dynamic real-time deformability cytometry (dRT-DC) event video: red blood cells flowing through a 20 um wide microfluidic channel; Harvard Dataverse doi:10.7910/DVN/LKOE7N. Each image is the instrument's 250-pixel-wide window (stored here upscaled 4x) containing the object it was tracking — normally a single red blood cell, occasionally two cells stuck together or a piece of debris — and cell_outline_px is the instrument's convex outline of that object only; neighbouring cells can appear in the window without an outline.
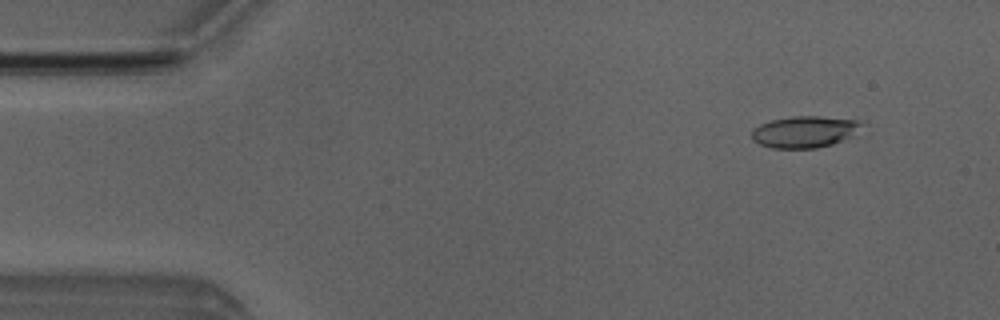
{"species": "Egyptian fruit bat (a non-hibernating species)", "species_latin": "Rousettus aegyptiacus", "temperature_condition": "room temperature", "stored_images_in_passage": 6, "camera_frame_rate_fps": 3000, "um_per_image_px": 0.085, "animal": {"sex": "male"}, "frame": {"image": 1, "passage_image": 6, "time_ms": 5.667, "image_size_px": [1000, 320], "cell_outline_px": [[868, 124], [852, 136], [832, 144], [816, 148], [772, 148], [760, 144], [752, 140], [752, 128], [760, 124], [772, 120], [792, 116], [820, 116], [864, 120]], "centroid_in_image_um": [68.47, 11.18], "position_along_channel_um": 16.5, "area_um2": 20.63}}